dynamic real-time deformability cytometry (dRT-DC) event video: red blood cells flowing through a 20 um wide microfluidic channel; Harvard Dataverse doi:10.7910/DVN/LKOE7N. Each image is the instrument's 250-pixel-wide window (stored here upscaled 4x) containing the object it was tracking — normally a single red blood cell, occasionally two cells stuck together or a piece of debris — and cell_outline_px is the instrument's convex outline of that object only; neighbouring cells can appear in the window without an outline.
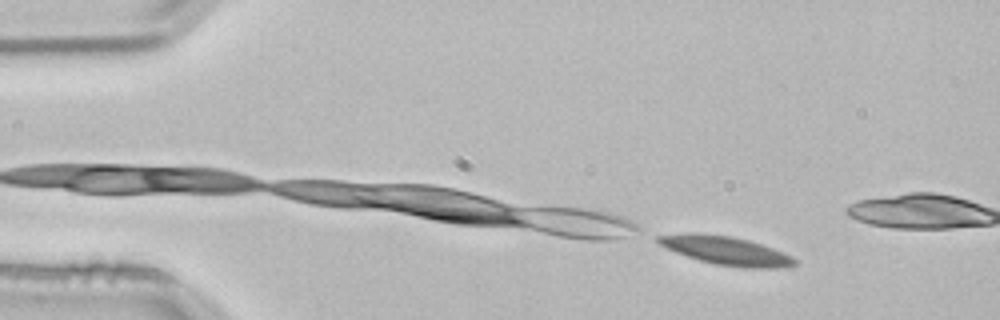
{"species": "common noctule bat (a hibernating species)", "species_latin": "Nyctalus noctula", "temperature_condition": "room temperature", "stored_images_in_passage": 10, "camera_frame_rate_fps": 3000, "um_per_image_px": 0.085, "animal": {"sex": "male", "body_mass_g": 21.5, "forearm_length_mm": 52.0}, "frame": {"image": 1, "passage_image": 1, "time_ms": 0.0, "image_size_px": [1000, 320], "cell_outline_px": [[796, 264], [784, 268], [744, 268], [716, 264], [700, 260], [676, 252], [660, 244], [656, 240], [656, 236], [688, 232], [692, 232], [728, 236], [748, 240], [772, 248], [792, 256], [796, 260]], "centroid_in_image_um": [61.72, 21.3], "position_along_channel_um": 23.3, "area_um2": 22.43}}